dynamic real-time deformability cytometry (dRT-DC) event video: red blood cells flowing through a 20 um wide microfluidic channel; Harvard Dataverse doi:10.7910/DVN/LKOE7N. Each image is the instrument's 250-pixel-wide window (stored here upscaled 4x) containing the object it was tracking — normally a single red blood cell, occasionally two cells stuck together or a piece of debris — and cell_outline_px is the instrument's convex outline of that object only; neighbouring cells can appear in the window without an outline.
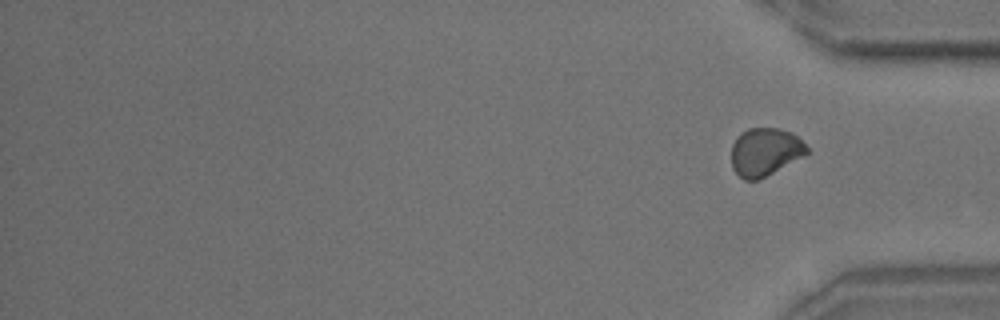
{"species": "common noctule bat (a hibernating species)", "species_latin": "Nyctalus noctula", "temperature_condition": "room temperature", "stored_images_in_passage": 16, "segment_of_instrument_passage": [2, 2], "camera_frame_rate_fps": 3000, "um_per_image_px": 0.085, "animal": {"sex": "male", "body_mass_g": 18.8}, "frame": {"image": 1, "passage_image": 16, "time_ms": 5.0, "image_size_px": [1000, 320], "cell_outline_px": [[812, 152], [756, 180], [744, 180], [732, 168], [732, 144], [736, 136], [748, 128], [780, 128], [792, 132]], "centroid_in_image_um": [65.03, 12.89], "position_along_channel_um": 370.2, "area_um2": 20.98}}